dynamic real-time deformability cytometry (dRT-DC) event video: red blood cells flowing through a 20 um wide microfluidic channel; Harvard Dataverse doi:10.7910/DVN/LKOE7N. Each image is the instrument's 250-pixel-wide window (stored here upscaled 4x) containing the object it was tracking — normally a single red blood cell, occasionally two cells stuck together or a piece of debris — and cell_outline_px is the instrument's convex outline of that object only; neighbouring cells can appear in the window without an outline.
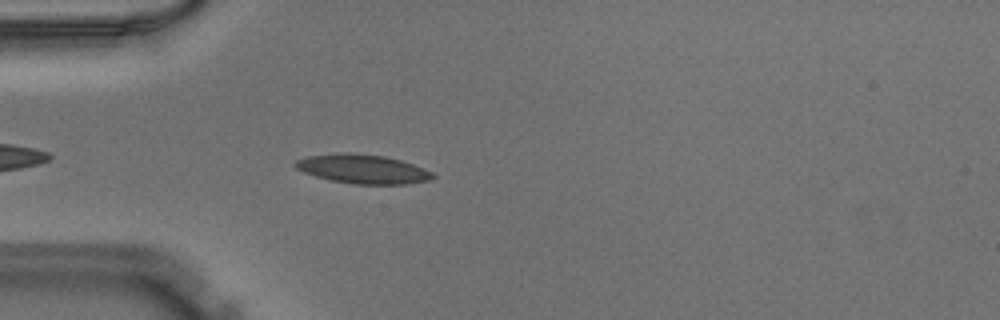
{"species": "Egyptian fruit bat (a non-hibernating species)", "species_latin": "Rousettus aegyptiacus", "temperature_condition": "warm", "stored_images_in_passage": 39, "camera_frame_rate_fps": 3000, "um_per_image_px": 0.085, "animal": {"sex": "male"}, "frame": {"image": 1, "passage_image": 3, "time_ms": 0.667, "image_size_px": [1000, 320], "cell_outline_px": [[436, 176], [428, 180], [408, 184], [356, 184], [332, 180], [316, 176], [304, 172], [296, 168], [292, 164], [296, 160], [308, 156], [344, 152], [348, 152], [384, 156], [400, 160], [424, 168], [432, 172]], "centroid_in_image_um": [30.83, 14.36], "position_along_channel_um": 54.2, "area_um2": 23.12}}
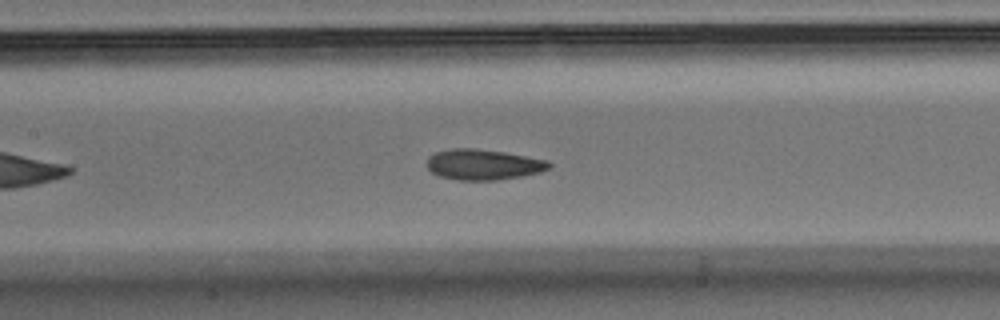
{"frame": {"image": 2, "passage_image": 12, "time_ms": 3.667, "image_size_px": [1000, 320], "cell_outline_px": [[552, 168], [540, 172], [524, 176], [496, 180], [456, 180], [440, 176], [432, 172], [428, 168], [428, 156], [436, 152], [452, 148], [476, 148], [504, 152], [548, 160], [552, 164]], "centroid_in_image_um": [41.12, 13.99], "position_along_channel_um": 166.3, "area_um2": 21.91}}
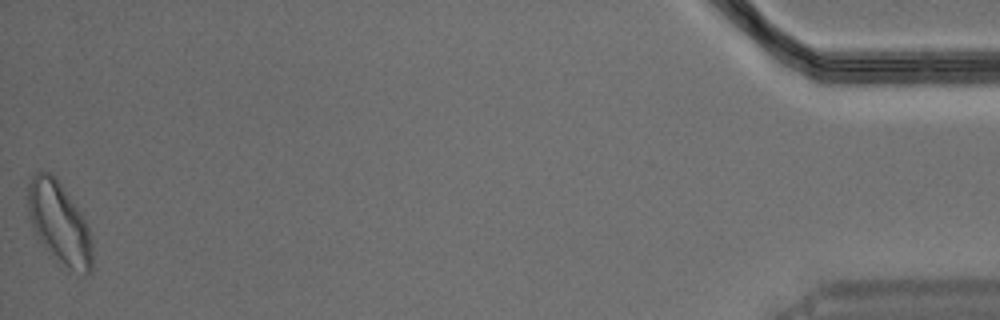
{"frame": {"image": 3, "passage_image": 39, "time_ms": 12.667, "image_size_px": [1000, 320], "cell_outline_px": [[92, 268], [84, 276], [52, 256], [44, 248], [36, 236], [32, 228], [28, 216], [28, 184], [32, 176], [36, 172], [48, 172], [56, 176], [80, 212], [88, 228], [92, 244]], "centroid_in_image_um": [5.01, 18.94], "position_along_channel_um": 430.2, "area_um2": 30.52}}